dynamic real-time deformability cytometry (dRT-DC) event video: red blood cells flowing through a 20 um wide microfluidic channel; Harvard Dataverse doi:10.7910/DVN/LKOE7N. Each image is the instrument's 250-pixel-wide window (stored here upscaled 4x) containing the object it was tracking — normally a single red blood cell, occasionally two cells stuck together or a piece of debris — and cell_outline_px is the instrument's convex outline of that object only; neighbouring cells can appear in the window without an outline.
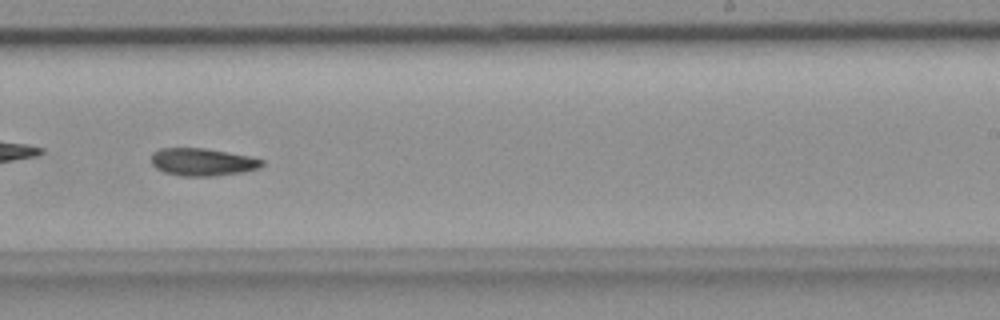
{"species": "common noctule bat (a hibernating species)", "species_latin": "Nyctalus noctula", "temperature_condition": "room temperature", "stored_images_in_passage": 40, "camera_frame_rate_fps": 3000, "um_per_image_px": 0.085, "animal": {"sex": "female", "body_mass_g": 18.4}, "frame": {"image": 1, "passage_image": 18, "time_ms": 5.667, "image_size_px": [1000, 320], "cell_outline_px": [[264, 164], [260, 168], [240, 172], [212, 176], [180, 176], [164, 172], [156, 168], [152, 164], [152, 152], [160, 148], [204, 148], [228, 152], [248, 156], [264, 160]], "centroid_in_image_um": [17.19, 13.77], "position_along_channel_um": 271.8, "area_um2": 17.74}}